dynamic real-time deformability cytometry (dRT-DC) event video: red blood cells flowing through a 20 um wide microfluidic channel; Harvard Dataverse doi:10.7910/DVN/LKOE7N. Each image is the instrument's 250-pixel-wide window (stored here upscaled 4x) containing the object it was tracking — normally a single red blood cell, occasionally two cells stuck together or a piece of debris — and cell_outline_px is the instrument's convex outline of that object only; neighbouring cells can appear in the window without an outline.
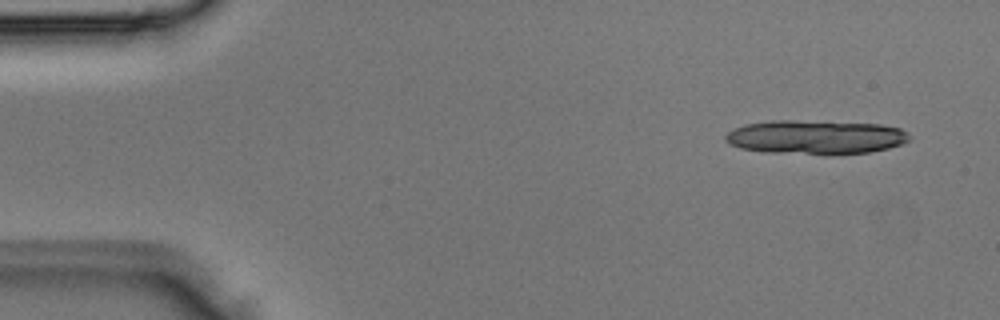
{"species": "Egyptian fruit bat (a non-hibernating species)", "species_latin": "Rousettus aegyptiacus", "temperature_condition": "room temperature", "stored_images_in_passage": 4, "camera_frame_rate_fps": 3000, "um_per_image_px": 0.085, "animal": {"sex": "male"}, "frame": {"image": 1, "passage_image": 1, "time_ms": 0.0, "image_size_px": [1000, 320], "cell_outline_px": [[908, 140], [900, 144], [888, 148], [868, 152], [828, 156], [824, 156], [764, 152], [740, 148], [724, 140], [724, 136], [728, 132], [744, 124], [772, 120], [792, 120], [880, 124], [900, 128], [908, 132]], "centroid_in_image_um": [69.3, 11.68], "position_along_channel_um": 15.7, "area_um2": 36.99}}